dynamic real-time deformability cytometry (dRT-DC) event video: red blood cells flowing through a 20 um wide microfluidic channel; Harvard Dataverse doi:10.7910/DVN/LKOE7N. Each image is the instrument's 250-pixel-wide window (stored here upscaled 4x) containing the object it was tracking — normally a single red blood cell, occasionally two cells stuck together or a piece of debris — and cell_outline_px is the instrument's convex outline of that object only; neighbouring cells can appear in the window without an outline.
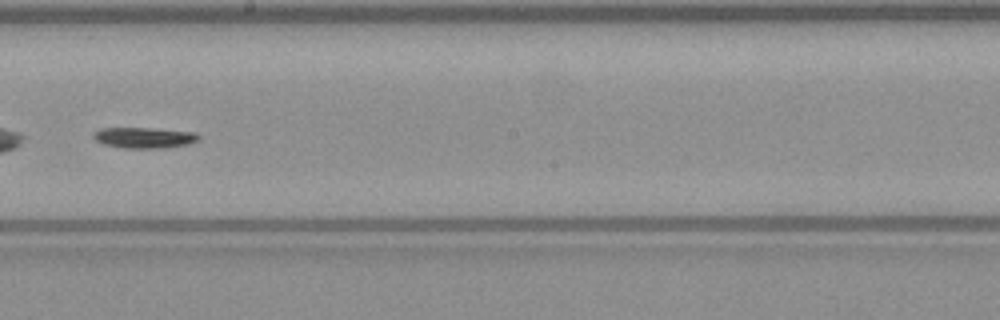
{"species": "common noctule bat (a hibernating species)", "species_latin": "Nyctalus noctula", "temperature_condition": "warm", "stored_images_in_passage": 49, "camera_frame_rate_fps": 3000, "um_per_image_px": 0.085, "animal": {"sex": "male", "body_mass_g": 23.1, "forearm_length_mm": 52.7}, "frame": {"image": 1, "passage_image": 28, "time_ms": 9.0, "image_size_px": [1000, 320], "cell_outline_px": [[200, 140], [188, 144], [164, 148], [124, 148], [104, 144], [96, 140], [92, 136], [92, 132], [100, 128], [152, 128], [196, 132], [200, 136]], "centroid_in_image_um": [12.27, 11.7], "position_along_channel_um": 235.9, "area_um2": 12.89}, "authors_computed_cell_mechanics": {"area_um2": 12.8894, "velocity_mm_per_s": 4.0354, "shape_relaxation_time_tau1_ms": 4.1269, "shape_relaxation_time_tau2_ms": null, "deformation_change_tau1": 0.1863, "deformation_change_tau2": null}}